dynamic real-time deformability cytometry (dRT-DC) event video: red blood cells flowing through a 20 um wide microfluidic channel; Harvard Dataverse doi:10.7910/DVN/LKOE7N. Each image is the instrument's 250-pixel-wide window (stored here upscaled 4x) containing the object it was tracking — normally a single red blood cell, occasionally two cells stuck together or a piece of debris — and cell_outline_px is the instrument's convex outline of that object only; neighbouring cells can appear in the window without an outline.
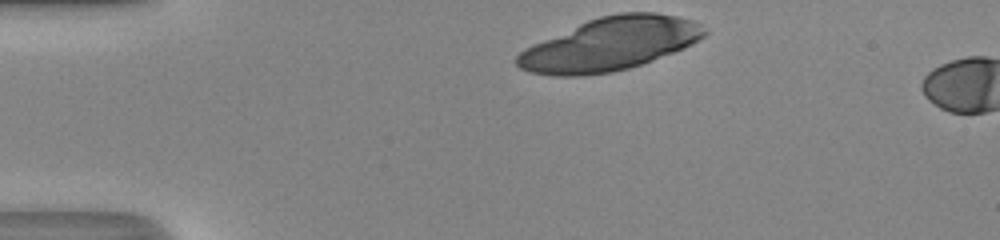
{"species": "human", "species_latin": "Homo sapiens", "temperature_condition": "room temperature", "stored_images_in_passage": 4, "camera_frame_rate_fps": 3000, "um_per_image_px": 0.085, "donor": {"sex": "male"}, "frame": {"image": 1, "passage_image": 1, "time_ms": 0.0, "image_size_px": [1000, 240], "cell_outline_px": [[708, 32], [704, 36], [692, 44], [684, 48], [652, 60], [628, 68], [612, 72], [580, 76], [556, 76], [532, 72], [520, 68], [516, 64], [516, 56], [520, 52], [544, 40], [588, 20], [600, 16], [620, 12], [656, 12], [676, 16], [692, 20]], "centroid_in_image_um": [51.88, 3.75], "position_along_channel_um": 33.1, "area_um2": 56.99}}